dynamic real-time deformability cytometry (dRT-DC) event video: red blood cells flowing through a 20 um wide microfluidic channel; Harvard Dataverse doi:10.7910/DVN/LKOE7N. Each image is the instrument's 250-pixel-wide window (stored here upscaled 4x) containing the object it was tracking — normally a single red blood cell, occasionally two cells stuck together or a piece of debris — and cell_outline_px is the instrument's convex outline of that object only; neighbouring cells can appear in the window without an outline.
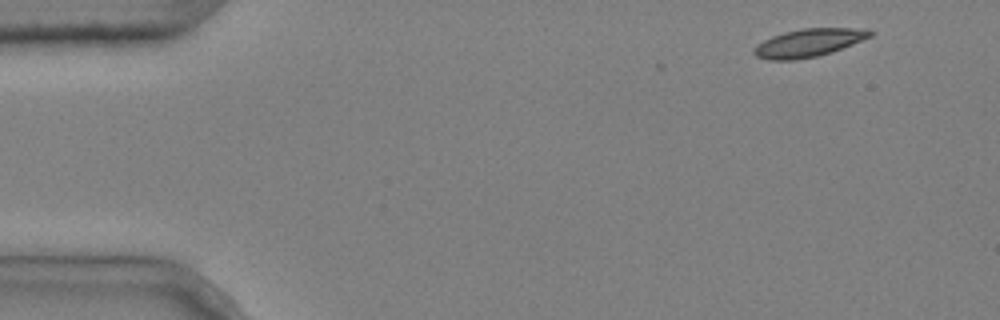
{"species": "common noctule bat (a hibernating species)", "species_latin": "Nyctalus noctula", "temperature_condition": "cold", "stored_images_in_passage": 4, "camera_frame_rate_fps": 3000, "um_per_image_px": 0.085, "animal": {"sex": "male", "body_mass_g": 20.4}, "frame": {"image": 1, "passage_image": 1, "time_ms": 0.0, "image_size_px": [1000, 320], "cell_outline_px": [[876, 32], [872, 36], [832, 52], [816, 56], [796, 60], [768, 60], [756, 56], [752, 52], [752, 48], [756, 44], [772, 36], [784, 32], [804, 28], [852, 28]], "centroid_in_image_um": [68.68, 3.65], "position_along_channel_um": 16.3, "area_um2": 18.9}}